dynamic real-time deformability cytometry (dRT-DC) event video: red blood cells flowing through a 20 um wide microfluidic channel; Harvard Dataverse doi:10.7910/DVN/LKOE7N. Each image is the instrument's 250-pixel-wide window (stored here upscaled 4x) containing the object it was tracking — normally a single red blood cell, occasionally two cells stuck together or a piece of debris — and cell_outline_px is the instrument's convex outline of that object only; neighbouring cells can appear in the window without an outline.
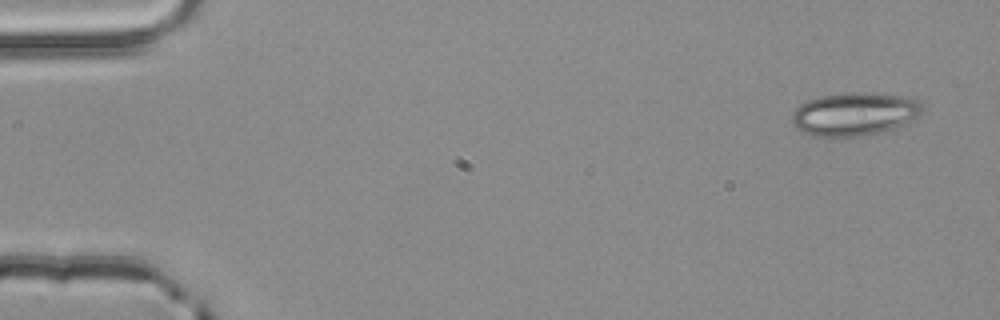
{"species": "common noctule bat (a hibernating species)", "species_latin": "Nyctalus noctula", "temperature_condition": "room temperature", "stored_images_in_passage": 4, "camera_frame_rate_fps": 3000, "um_per_image_px": 0.085, "animal": {"sex": "male", "body_mass_g": 20.4}, "frame": {"image": 1, "passage_image": 1, "time_ms": 0.0, "image_size_px": [1000, 320], "cell_outline_px": [[924, 108], [920, 116], [908, 124], [884, 132], [860, 136], [812, 136], [796, 128], [792, 124], [792, 112], [800, 104], [808, 100], [820, 96], [848, 92], [868, 92], [916, 96], [924, 100]], "centroid_in_image_um": [72.76, 9.67], "position_along_channel_um": 12.2, "area_um2": 33.93}}